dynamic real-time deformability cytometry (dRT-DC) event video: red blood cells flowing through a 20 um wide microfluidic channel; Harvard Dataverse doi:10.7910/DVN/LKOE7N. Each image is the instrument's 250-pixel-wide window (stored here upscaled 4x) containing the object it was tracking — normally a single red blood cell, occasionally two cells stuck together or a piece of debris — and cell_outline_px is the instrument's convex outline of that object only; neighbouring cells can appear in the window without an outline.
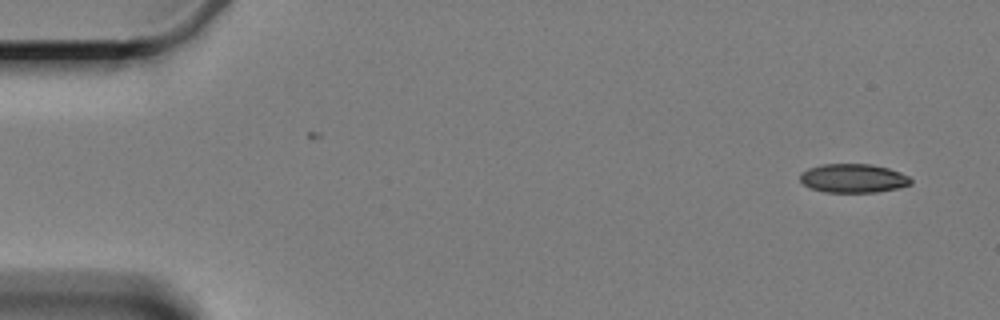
{"species": "Egyptian fruit bat (a non-hibernating species)", "species_latin": "Rousettus aegyptiacus", "temperature_condition": "cold", "stored_images_in_passage": 6, "camera_frame_rate_fps": 3000, "um_per_image_px": 0.085, "animal": {"sex": "female"}, "frame": {"image": 1, "passage_image": 1, "time_ms": 0.0, "image_size_px": [1000, 320], "cell_outline_px": [[912, 184], [896, 188], [876, 192], [824, 192], [812, 188], [804, 184], [800, 180], [800, 172], [808, 168], [820, 164], [872, 164], [888, 168], [900, 172], [908, 176], [912, 180]], "centroid_in_image_um": [72.51, 15.14], "position_along_channel_um": 12.5, "area_um2": 18.61}}
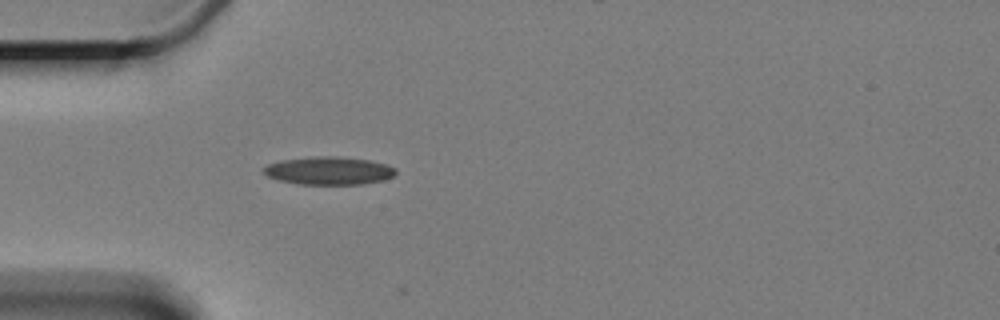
{"frame": {"image": 2, "passage_image": 5, "time_ms": 4.667, "image_size_px": [1000, 320], "cell_outline_px": [[396, 172], [392, 176], [384, 180], [360, 184], [300, 184], [280, 180], [268, 176], [260, 168], [268, 164], [280, 160], [312, 156], [340, 156], [372, 160], [388, 164], [396, 168]], "centroid_in_image_um": [27.97, 14.49], "position_along_channel_um": 57.0, "area_um2": 21.73}}